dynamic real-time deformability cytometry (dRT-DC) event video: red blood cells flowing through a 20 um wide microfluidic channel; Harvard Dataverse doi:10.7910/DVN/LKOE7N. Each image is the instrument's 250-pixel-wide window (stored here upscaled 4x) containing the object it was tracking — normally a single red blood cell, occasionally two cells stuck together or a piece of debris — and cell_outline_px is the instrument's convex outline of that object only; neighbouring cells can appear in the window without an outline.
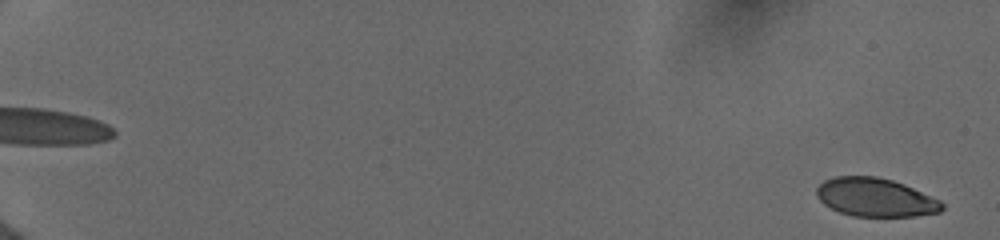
{"species": "human", "species_latin": "Homo sapiens", "temperature_condition": "cold", "stored_images_in_passage": 27, "camera_frame_rate_fps": 3000, "um_per_image_px": 0.085, "donor": {"sex": "female"}, "frame": {"image": 1, "passage_image": 3, "time_ms": 0.667, "image_size_px": [1000, 240], "cell_outline_px": [[944, 208], [940, 212], [916, 216], [852, 216], [840, 212], [824, 204], [816, 196], [816, 188], [824, 180], [836, 176], [876, 176], [892, 180], [904, 184], [940, 200], [944, 204]], "centroid_in_image_um": [74.41, 16.77], "position_along_channel_um": 10.6, "area_um2": 28.15}}
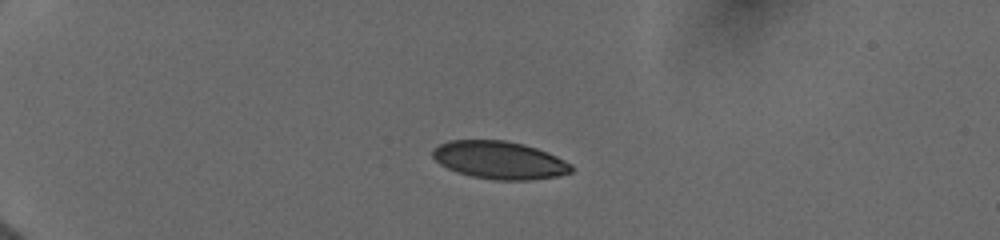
{"frame": {"image": 2, "passage_image": 19, "time_ms": 5.333, "image_size_px": [1000, 240], "cell_outline_px": [[572, 172], [560, 176], [528, 180], [496, 180], [472, 176], [456, 172], [440, 164], [432, 156], [432, 148], [448, 140], [504, 140], [524, 144], [548, 152], [572, 164]], "centroid_in_image_um": [42.45, 13.61], "position_along_channel_um": 42.5, "area_um2": 30.63}}